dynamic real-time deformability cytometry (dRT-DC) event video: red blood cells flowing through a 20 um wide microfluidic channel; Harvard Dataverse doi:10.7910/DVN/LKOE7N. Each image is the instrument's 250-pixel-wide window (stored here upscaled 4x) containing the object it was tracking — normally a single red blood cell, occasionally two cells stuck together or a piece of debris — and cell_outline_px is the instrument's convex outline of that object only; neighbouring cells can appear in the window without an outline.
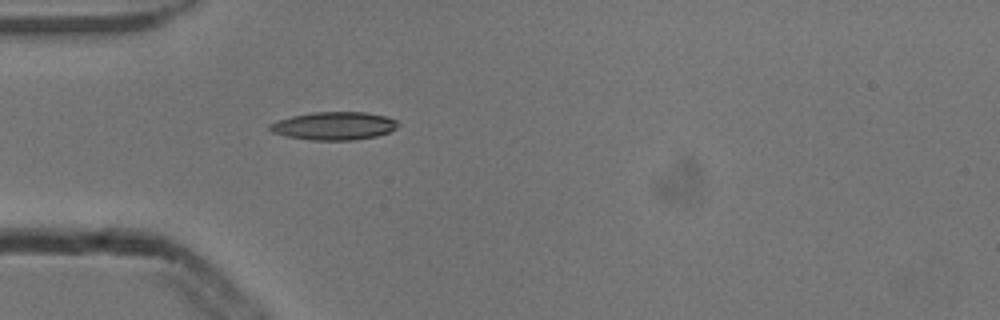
{"species": "common noctule bat (a hibernating species)", "species_latin": "Nyctalus noctula", "temperature_condition": "cold", "stored_images_in_passage": 4, "camera_frame_rate_fps": 3000, "um_per_image_px": 0.085, "animal": {"sex": "male", "body_mass_g": 13.3}, "frame": {"image": 1, "passage_image": 4, "time_ms": 1.0, "image_size_px": [1000, 320], "cell_outline_px": [[400, 124], [396, 128], [388, 132], [376, 136], [352, 140], [312, 140], [288, 136], [272, 132], [268, 128], [268, 124], [292, 116], [312, 112], [368, 112], [384, 116], [396, 120]], "centroid_in_image_um": [28.4, 10.69], "position_along_channel_um": 56.6, "area_um2": 20.81}}